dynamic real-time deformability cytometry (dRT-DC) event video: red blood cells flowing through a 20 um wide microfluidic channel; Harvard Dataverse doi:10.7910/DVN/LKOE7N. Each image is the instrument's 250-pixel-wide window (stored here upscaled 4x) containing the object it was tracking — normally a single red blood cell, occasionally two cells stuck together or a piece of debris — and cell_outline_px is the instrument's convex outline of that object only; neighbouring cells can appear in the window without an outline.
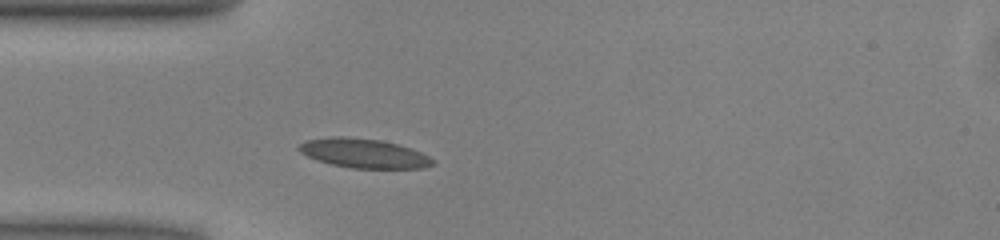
{"species": "common noctule bat (a hibernating species)", "species_latin": "Nyctalus noctula", "temperature_condition": "warm", "stored_images_in_passage": 37, "camera_frame_rate_fps": 3000, "um_per_image_px": 0.085, "animal": {"sex": "male", "body_mass_g": 13.0, "forearm_length_mm": 53.1}, "frame": {"image": 1, "passage_image": 1, "time_ms": 0.0, "image_size_px": [1000, 240], "cell_outline_px": [[436, 164], [424, 168], [352, 168], [332, 164], [316, 160], [300, 152], [296, 148], [304, 140], [328, 136], [344, 136], [380, 140], [396, 144], [420, 152], [436, 160]], "centroid_in_image_um": [30.89, 13.02], "position_along_channel_um": 54.1, "area_um2": 22.89}}
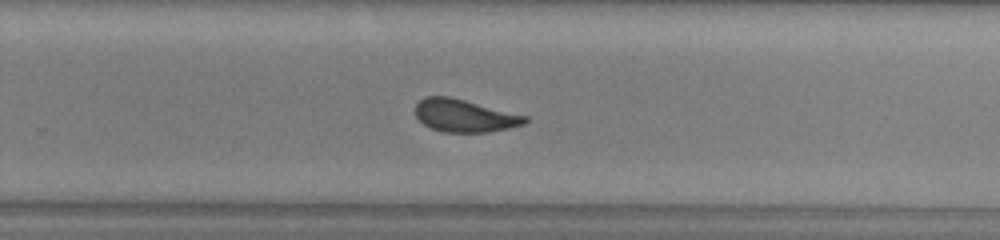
{"frame": {"image": 2, "passage_image": 19, "time_ms": 6.0, "image_size_px": [1000, 240], "cell_outline_px": [[528, 120], [524, 124], [508, 128], [488, 132], [444, 132], [432, 128], [424, 124], [416, 116], [416, 104], [424, 96], [448, 96], [528, 116]], "centroid_in_image_um": [39.48, 9.83], "position_along_channel_um": 290.3, "area_um2": 20.63}}
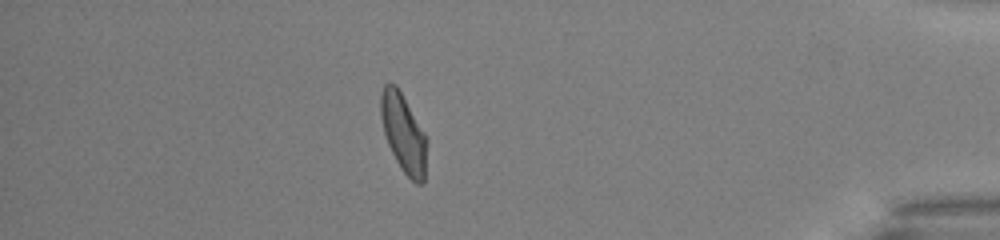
{"frame": {"image": 3, "passage_image": 31, "time_ms": 10.0, "image_size_px": [1000, 240], "cell_outline_px": [[428, 140], [424, 184], [416, 184], [400, 168], [388, 144], [384, 132], [380, 116], [380, 92], [384, 84], [396, 84], [424, 132]], "centroid_in_image_um": [34.3, 11.34], "position_along_channel_um": 400.9, "area_um2": 21.15}, "authors_computed_cell_mechanics": {"area_um2": 21.3282, "velocity_mm_per_s": 4.0138, "shape_relaxation_time_tau1_ms": 9.7565, "shape_relaxation_time_tau2_ms": 1.0642, "deformation_change_tau1": 0.206, "deformation_change_tau2": 0.0569}}